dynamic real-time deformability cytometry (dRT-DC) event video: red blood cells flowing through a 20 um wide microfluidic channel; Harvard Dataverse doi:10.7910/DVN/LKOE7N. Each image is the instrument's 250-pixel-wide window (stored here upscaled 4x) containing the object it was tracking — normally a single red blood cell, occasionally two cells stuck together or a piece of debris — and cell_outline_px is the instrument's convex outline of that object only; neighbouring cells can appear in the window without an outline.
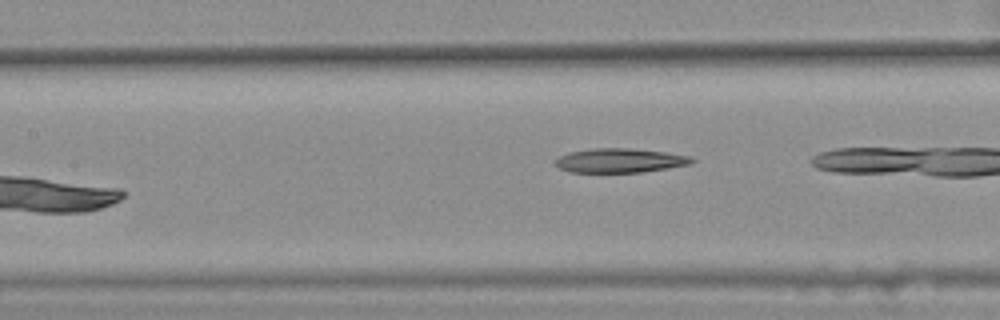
{"species": "common noctule bat (a hibernating species)", "species_latin": "Nyctalus noctula", "temperature_condition": "warm", "stored_images_in_passage": 8, "camera_frame_rate_fps": 3000, "um_per_image_px": 0.085, "animal": {"sex": "female", "body_mass_g": 25.1}, "frame": {"image": 1, "passage_image": 7, "time_ms": 2.0, "image_size_px": [1000, 320], "cell_outline_px": [[696, 160], [692, 164], [668, 168], [640, 172], [568, 172], [560, 168], [556, 164], [556, 160], [560, 156], [568, 152], [592, 148], [628, 148], [664, 152], [692, 156]], "centroid_in_image_um": [52.72, 13.64], "position_along_channel_um": 154.7, "area_um2": 19.25}}